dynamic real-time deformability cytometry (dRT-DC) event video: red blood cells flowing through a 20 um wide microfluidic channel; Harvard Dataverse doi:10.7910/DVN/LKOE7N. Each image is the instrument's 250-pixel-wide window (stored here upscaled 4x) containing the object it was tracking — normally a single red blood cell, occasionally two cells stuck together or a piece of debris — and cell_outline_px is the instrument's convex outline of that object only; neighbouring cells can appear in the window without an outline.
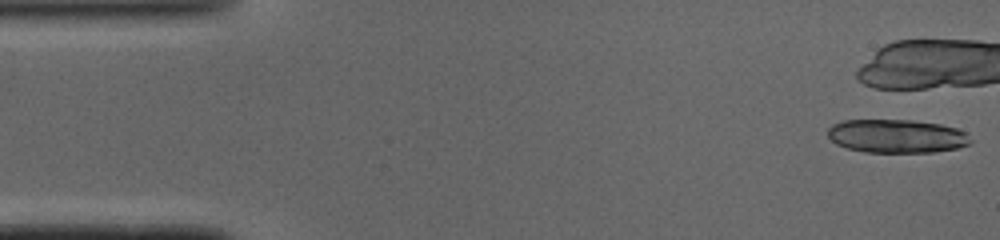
{"species": "common noctule bat (a hibernating species)", "species_latin": "Nyctalus noctula", "temperature_condition": "cold", "stored_images_in_passage": 6, "camera_frame_rate_fps": 3000, "um_per_image_px": 0.085, "animal": {"sex": "male", "body_mass_g": 19.0, "forearm_length_mm": 50.8}, "frame": {"image": 1, "passage_image": 1, "time_ms": 0.0, "image_size_px": [1000, 240], "cell_outline_px": [[972, 144], [956, 148], [932, 152], [864, 152], [848, 148], [836, 144], [828, 136], [828, 128], [832, 124], [844, 120], [912, 120], [940, 124], [956, 128], [964, 132], [972, 140]], "centroid_in_image_um": [76.21, 11.57], "position_along_channel_um": 8.8, "area_um2": 27.86}}